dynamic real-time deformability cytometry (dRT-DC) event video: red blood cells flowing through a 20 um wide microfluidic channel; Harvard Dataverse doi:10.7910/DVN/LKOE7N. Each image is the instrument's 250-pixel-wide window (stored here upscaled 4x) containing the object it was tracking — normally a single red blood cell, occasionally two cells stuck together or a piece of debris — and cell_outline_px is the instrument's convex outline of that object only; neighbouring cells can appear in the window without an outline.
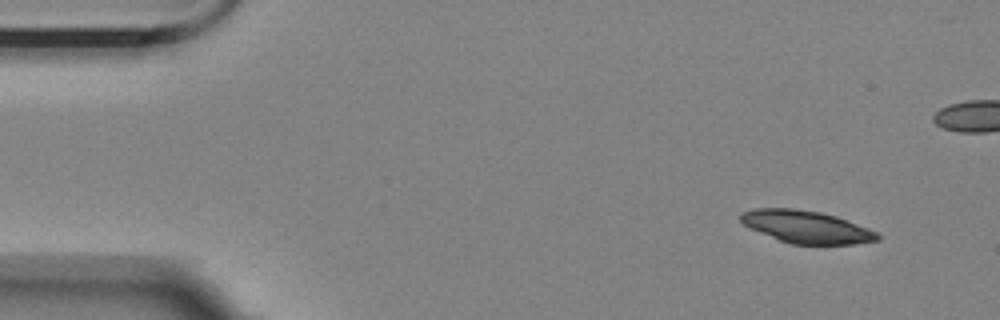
{"species": "Egyptian fruit bat (a non-hibernating species)", "species_latin": "Rousettus aegyptiacus", "temperature_condition": "room temperature", "stored_images_in_passage": 5, "camera_frame_rate_fps": 3000, "um_per_image_px": 0.085, "animal": {"sex": "female"}, "frame": {"image": 1, "passage_image": 1, "time_ms": 0.0, "image_size_px": [1000, 320], "cell_outline_px": [[880, 240], [852, 244], [792, 244], [780, 240], [752, 228], [744, 224], [740, 220], [740, 212], [752, 208], [792, 208], [820, 212], [836, 216], [868, 228], [876, 232], [880, 236]], "centroid_in_image_um": [68.54, 19.27], "position_along_channel_um": 16.5, "area_um2": 25.61}}